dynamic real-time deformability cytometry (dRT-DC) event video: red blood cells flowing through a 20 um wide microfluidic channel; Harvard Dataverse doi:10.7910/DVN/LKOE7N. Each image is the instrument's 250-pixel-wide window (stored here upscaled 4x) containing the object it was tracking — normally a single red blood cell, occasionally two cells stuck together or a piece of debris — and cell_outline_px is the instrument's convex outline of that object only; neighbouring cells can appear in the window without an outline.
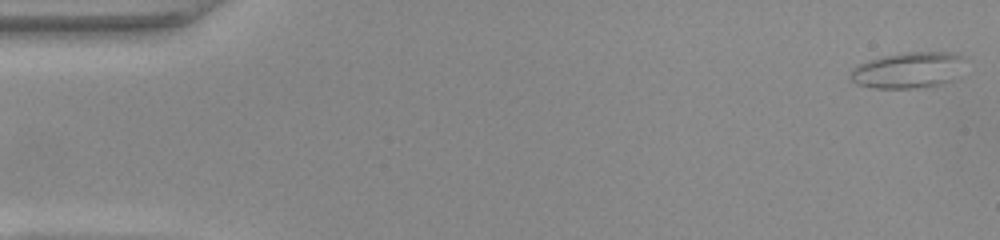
{"species": "common noctule bat (a hibernating species)", "species_latin": "Nyctalus noctula", "temperature_condition": "warm", "stored_images_in_passage": 49, "camera_frame_rate_fps": 3000, "um_per_image_px": 0.085, "animal": {"sex": "female", "body_mass_g": 22.0, "forearm_length_mm": 56.7}, "frame": {"image": 1, "passage_image": 1, "time_ms": 0.0, "image_size_px": [1000, 240], "cell_outline_px": [[968, 60], [952, 80], [940, 84], [916, 88], [872, 88], [856, 84], [848, 76], [852, 68], [868, 60], [880, 56], [908, 52], [956, 52], [964, 56]], "centroid_in_image_um": [77.21, 5.95], "position_along_channel_um": 7.8, "area_um2": 24.39}}
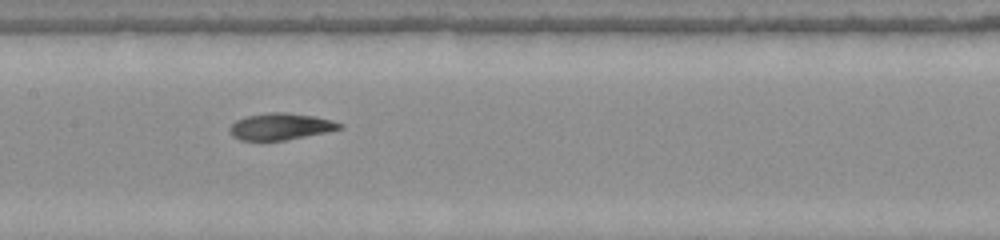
{"frame": {"image": 2, "passage_image": 24, "time_ms": 7.667, "image_size_px": [1000, 240], "cell_outline_px": [[344, 128], [284, 140], [240, 140], [232, 136], [228, 132], [228, 128], [236, 120], [248, 116], [268, 112], [288, 112], [316, 116], [332, 120], [344, 124]], "centroid_in_image_um": [23.84, 10.74], "position_along_channel_um": 183.6, "area_um2": 17.11}}
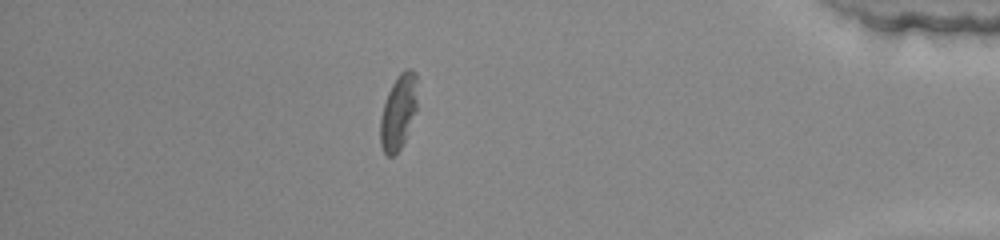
{"frame": {"image": 3, "passage_image": 43, "time_ms": 14.0, "image_size_px": [1000, 240], "cell_outline_px": [[416, 112], [404, 140], [400, 148], [392, 156], [388, 156], [384, 152], [380, 144], [380, 120], [384, 104], [388, 92], [396, 76], [404, 68], [412, 68], [416, 72]], "centroid_in_image_um": [33.86, 9.47], "position_along_channel_um": 401.3, "area_um2": 16.07}, "authors_computed_cell_mechanics": {"area_um2": 17.5134, "velocity_mm_per_s": 4.1135, "shape_relaxation_time_tau1_ms": 3.0614, "shape_relaxation_time_tau2_ms": 8.059, "deformation_change_tau1": 0.1602, "deformation_change_tau2": 0.1613}}